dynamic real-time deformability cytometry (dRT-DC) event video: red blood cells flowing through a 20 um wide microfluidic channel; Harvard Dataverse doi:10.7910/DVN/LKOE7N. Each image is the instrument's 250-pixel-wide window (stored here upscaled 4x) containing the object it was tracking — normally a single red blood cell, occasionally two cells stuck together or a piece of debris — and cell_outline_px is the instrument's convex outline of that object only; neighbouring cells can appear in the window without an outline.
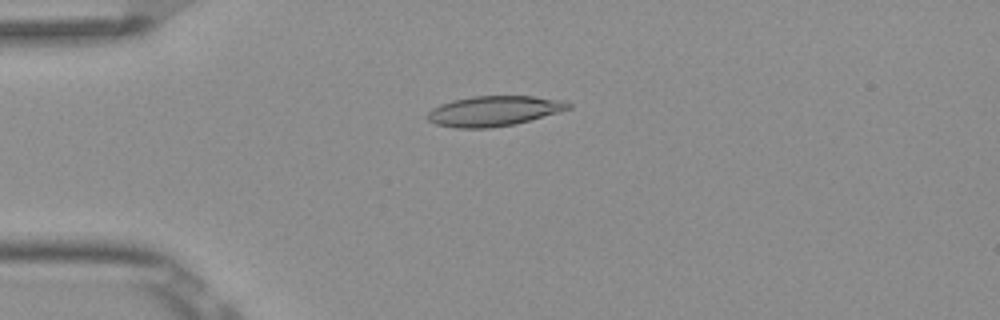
{"species": "Egyptian fruit bat (a non-hibernating species)", "species_latin": "Rousettus aegyptiacus", "temperature_condition": "room temperature", "stored_images_in_passage": 8, "camera_frame_rate_fps": 3000, "um_per_image_px": 0.085, "frame": {"image": 1, "passage_image": 3, "time_ms": 0.667, "image_size_px": [1000, 320], "cell_outline_px": [[572, 108], [516, 124], [488, 128], [456, 128], [436, 124], [428, 120], [424, 116], [432, 108], [440, 104], [452, 100], [472, 96], [532, 96], [564, 100], [572, 104]], "centroid_in_image_um": [41.96, 9.43], "position_along_channel_um": 43.0, "area_um2": 24.91}}
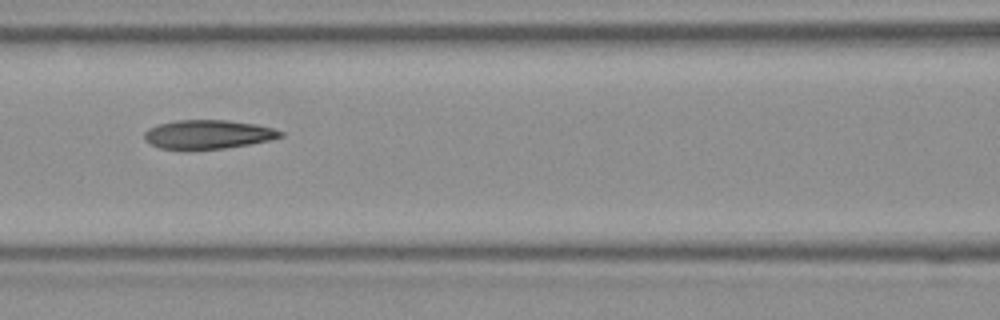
{"frame": {"image": 2, "passage_image": 6, "time_ms": 1.667, "image_size_px": [1000, 320], "cell_outline_px": [[284, 136], [268, 140], [248, 144], [224, 148], [160, 148], [148, 144], [144, 140], [144, 132], [148, 128], [160, 124], [176, 120], [224, 120], [256, 124], [272, 128], [284, 132]], "centroid_in_image_um": [17.66, 11.41], "position_along_channel_um": 148.9, "area_um2": 22.54}}
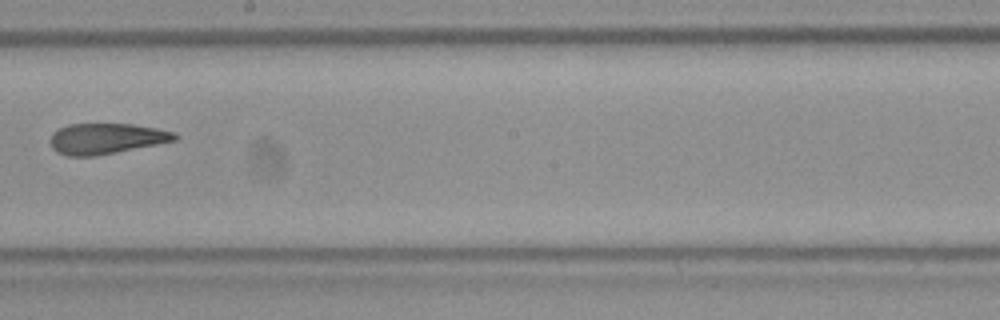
{"frame": {"image": 3, "passage_image": 8, "time_ms": 2.333, "image_size_px": [1000, 320], "cell_outline_px": [[180, 136], [176, 140], [96, 156], [68, 156], [56, 152], [52, 148], [48, 140], [52, 132], [56, 128], [68, 124], [132, 124], [156, 128], [176, 132]], "centroid_in_image_um": [8.98, 11.77], "position_along_channel_um": 239.2, "area_um2": 22.48}}